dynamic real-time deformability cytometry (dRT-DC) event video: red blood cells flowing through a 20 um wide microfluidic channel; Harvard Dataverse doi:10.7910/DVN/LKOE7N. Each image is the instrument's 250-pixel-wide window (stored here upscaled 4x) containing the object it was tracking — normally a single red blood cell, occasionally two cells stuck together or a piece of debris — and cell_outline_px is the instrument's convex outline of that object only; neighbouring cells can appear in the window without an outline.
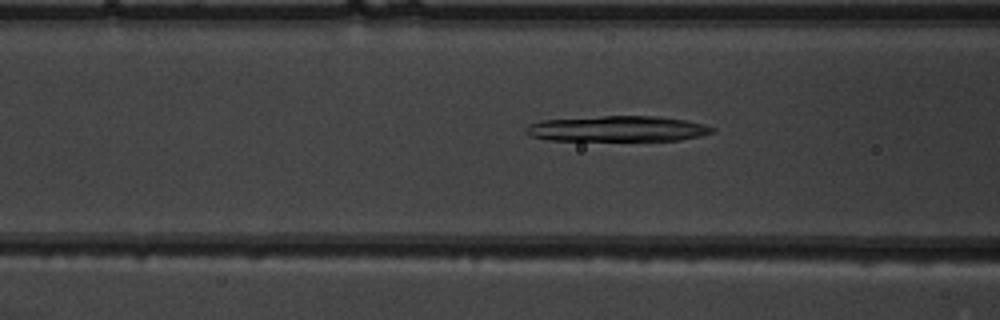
{"species": "common noctule bat (a hibernating species)", "species_latin": "Nyctalus noctula", "temperature_condition": "warm", "stored_images_in_passage": 43, "camera_frame_rate_fps": 3000, "um_per_image_px": 0.085, "animal": {"sex": "male", "body_mass_g": 19.5, "forearm_length_mm": 54.6}, "frame": {"image": 1, "passage_image": 13, "time_ms": 4.0, "image_size_px": [1000, 320], "cell_outline_px": [[716, 132], [700, 136], [680, 140], [548, 140], [532, 136], [524, 128], [528, 124], [544, 120], [600, 116], [656, 116], [684, 120], [704, 124], [716, 128]], "centroid_in_image_um": [52.53, 10.94], "position_along_channel_um": 114.1, "area_um2": 27.69}}
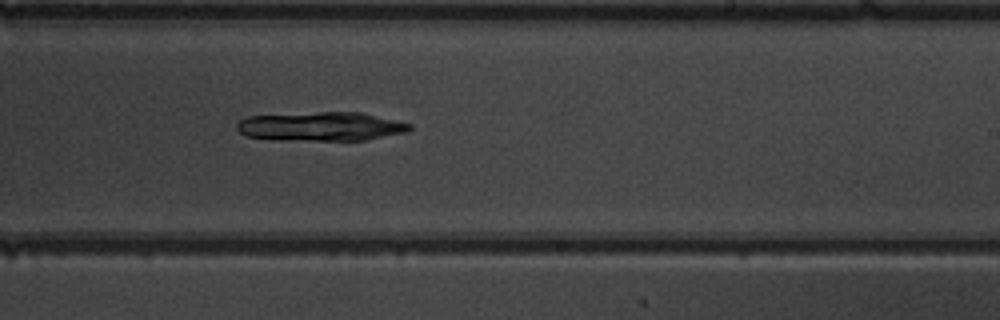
{"frame": {"image": 2, "passage_image": 24, "time_ms": 7.667, "image_size_px": [1000, 320], "cell_outline_px": [[412, 128], [408, 132], [364, 140], [272, 140], [244, 136], [236, 128], [236, 124], [240, 120], [248, 116], [320, 112], [360, 112], [412, 124]], "centroid_in_image_um": [27.26, 10.76], "position_along_channel_um": 261.7, "area_um2": 29.25}}
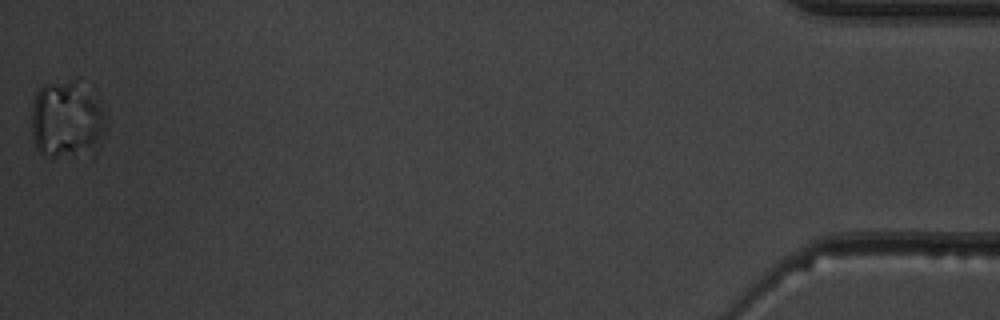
{"frame": {"image": 3, "passage_image": 43, "time_ms": 14.0, "image_size_px": [1000, 320], "cell_outline_px": [[108, 128], [104, 140], [96, 156], [92, 160], [40, 156], [32, 140], [32, 104], [36, 92], [44, 84], [76, 76], [96, 88], [100, 96], [108, 116]], "centroid_in_image_um": [5.84, 10.19], "position_along_channel_um": 429.4, "area_um2": 37.86}}